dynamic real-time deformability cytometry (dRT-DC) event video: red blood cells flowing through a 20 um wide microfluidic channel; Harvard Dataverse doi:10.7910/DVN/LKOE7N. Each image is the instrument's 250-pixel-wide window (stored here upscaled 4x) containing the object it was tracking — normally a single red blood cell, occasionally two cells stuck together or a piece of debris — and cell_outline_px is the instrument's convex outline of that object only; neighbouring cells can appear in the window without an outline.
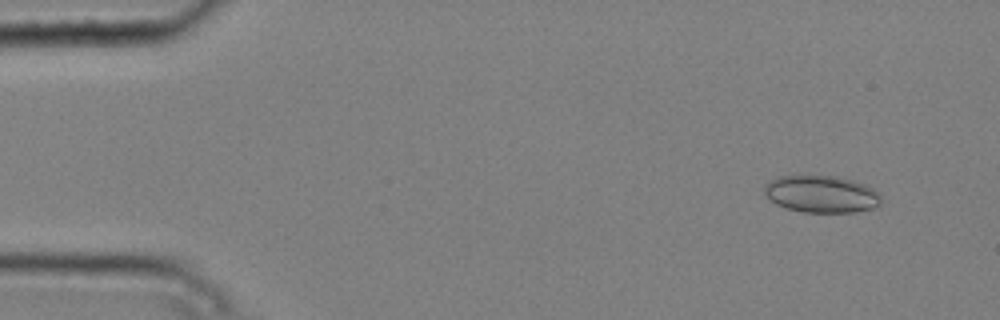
{"species": "common noctule bat (a hibernating species)", "species_latin": "Nyctalus noctula", "temperature_condition": "cold", "stored_images_in_passage": 5, "camera_frame_rate_fps": 3000, "um_per_image_px": 0.085, "animal": {"sex": "male", "body_mass_g": 20.4}, "frame": {"image": 1, "passage_image": 1, "time_ms": 0.0, "image_size_px": [1000, 320], "cell_outline_px": [[880, 204], [872, 208], [856, 212], [804, 212], [788, 208], [776, 204], [764, 192], [764, 184], [776, 176], [836, 176], [852, 180], [864, 184], [880, 192]], "centroid_in_image_um": [69.82, 16.49], "position_along_channel_um": 15.2, "area_um2": 25.14}}
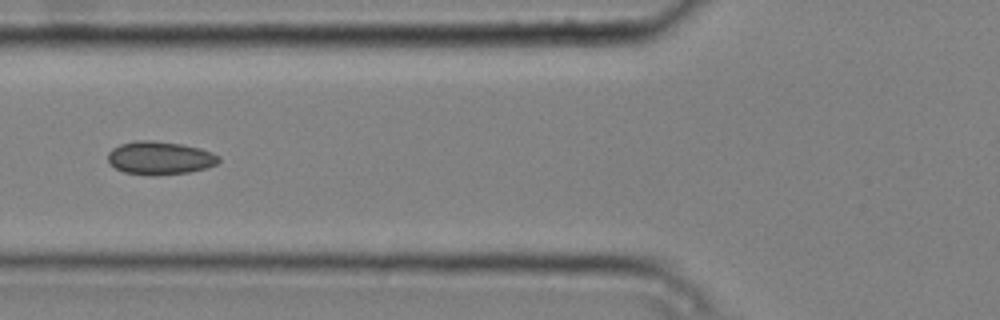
{"frame": {"image": 2, "passage_image": 5, "time_ms": 1.333, "image_size_px": [1000, 320], "cell_outline_px": [[220, 160], [216, 164], [208, 168], [188, 172], [156, 176], [148, 176], [124, 172], [108, 164], [108, 152], [112, 148], [120, 144], [136, 140], [152, 140], [180, 144], [200, 148], [212, 152], [220, 156]], "centroid_in_image_um": [13.57, 13.44], "position_along_channel_um": 112.2, "area_um2": 21.73}}